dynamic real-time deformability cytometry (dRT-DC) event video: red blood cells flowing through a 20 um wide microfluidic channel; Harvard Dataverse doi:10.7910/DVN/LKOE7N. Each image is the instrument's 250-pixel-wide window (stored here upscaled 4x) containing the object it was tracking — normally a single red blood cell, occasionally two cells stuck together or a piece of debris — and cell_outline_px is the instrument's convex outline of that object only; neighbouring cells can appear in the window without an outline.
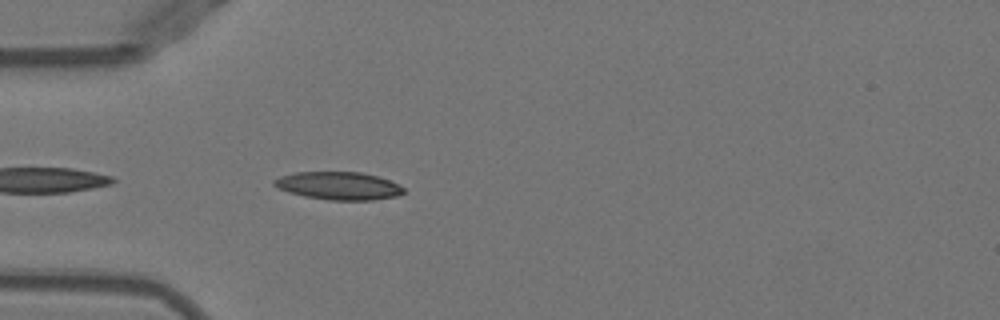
{"species": "Egyptian fruit bat (a non-hibernating species)", "species_latin": "Rousettus aegyptiacus", "temperature_condition": "warm", "stored_images_in_passage": 38, "camera_frame_rate_fps": 3000, "um_per_image_px": 0.085, "animal": {"sex": "female"}, "frame": {"image": 1, "passage_image": 2, "time_ms": 0.333, "image_size_px": [1000, 320], "cell_outline_px": [[404, 192], [396, 196], [372, 200], [328, 200], [304, 196], [288, 192], [272, 184], [272, 180], [280, 176], [296, 172], [360, 172], [376, 176], [400, 184], [404, 188]], "centroid_in_image_um": [28.77, 15.79], "position_along_channel_um": 56.2, "area_um2": 20.98}}
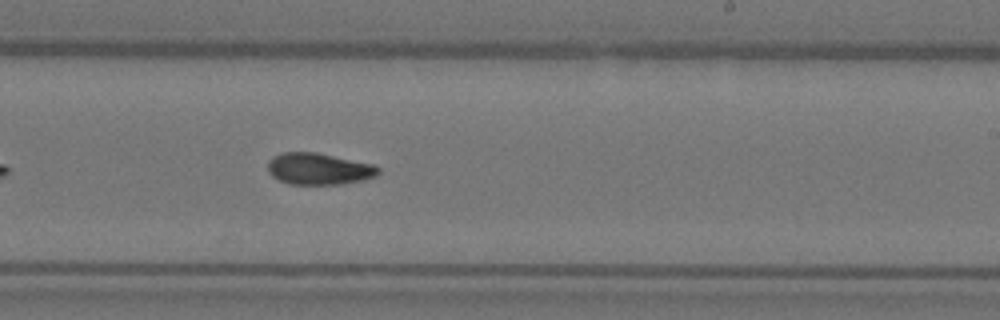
{"frame": {"image": 2, "passage_image": 18, "time_ms": 5.667, "image_size_px": [1000, 320], "cell_outline_px": [[380, 172], [376, 176], [364, 180], [344, 184], [288, 184], [272, 176], [268, 172], [268, 160], [272, 156], [280, 152], [316, 152], [372, 164], [380, 168]], "centroid_in_image_um": [27.08, 14.35], "position_along_channel_um": 261.9, "area_um2": 20.52}}
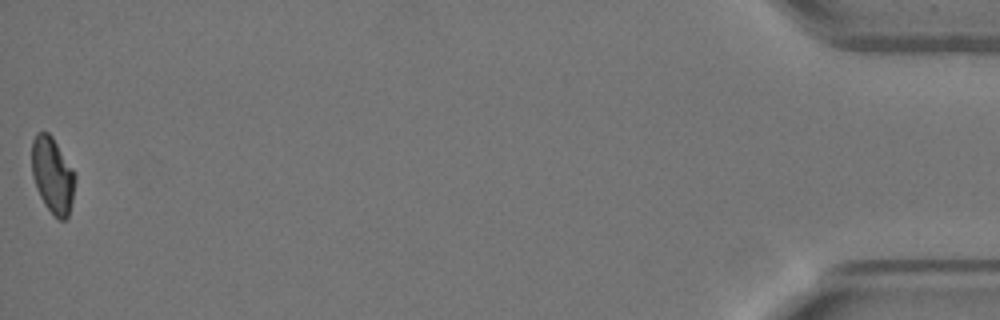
{"frame": {"image": 3, "passage_image": 38, "time_ms": 12.333, "image_size_px": [1000, 320], "cell_outline_px": [[76, 180], [72, 200], [68, 216], [64, 220], [60, 220], [44, 204], [36, 188], [32, 176], [32, 140], [36, 132], [48, 132], [52, 136], [72, 168], [76, 176]], "centroid_in_image_um": [4.46, 14.87], "position_along_channel_um": 430.7, "area_um2": 19.07}, "authors_computed_cell_mechanics": {"area_um2": 20.2589, "velocity_mm_per_s": 3.959, "shape_relaxation_time_tau1_ms": null, "shape_relaxation_time_tau2_ms": 3.9681, "deformation_change_tau1": null, "deformation_change_tau2": 0.0928}}